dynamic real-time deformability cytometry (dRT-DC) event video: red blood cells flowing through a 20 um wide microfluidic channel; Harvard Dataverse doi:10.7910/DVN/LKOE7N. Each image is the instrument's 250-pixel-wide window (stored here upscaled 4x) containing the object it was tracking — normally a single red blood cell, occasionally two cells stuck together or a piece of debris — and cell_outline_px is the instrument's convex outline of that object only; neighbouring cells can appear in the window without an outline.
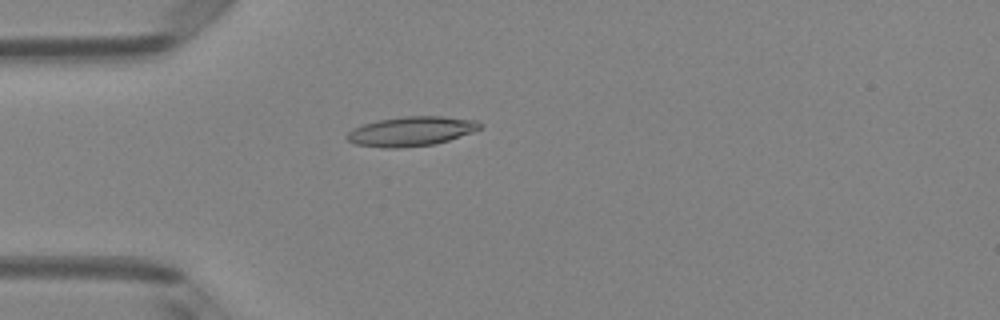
{"species": "Egyptian fruit bat (a non-hibernating species)", "species_latin": "Rousettus aegyptiacus", "temperature_condition": "room temperature", "stored_images_in_passage": 37, "camera_frame_rate_fps": 3000, "um_per_image_px": 0.085, "animal": {"sex": "female"}, "frame": {"image": 1, "passage_image": 1, "time_ms": 0.0, "image_size_px": [1000, 320], "cell_outline_px": [[480, 128], [472, 132], [436, 144], [400, 148], [384, 148], [356, 144], [348, 140], [344, 136], [352, 128], [364, 124], [380, 120], [404, 116], [440, 116], [476, 120], [480, 124]], "centroid_in_image_um": [34.92, 11.16], "position_along_channel_um": 50.1, "area_um2": 22.72}}
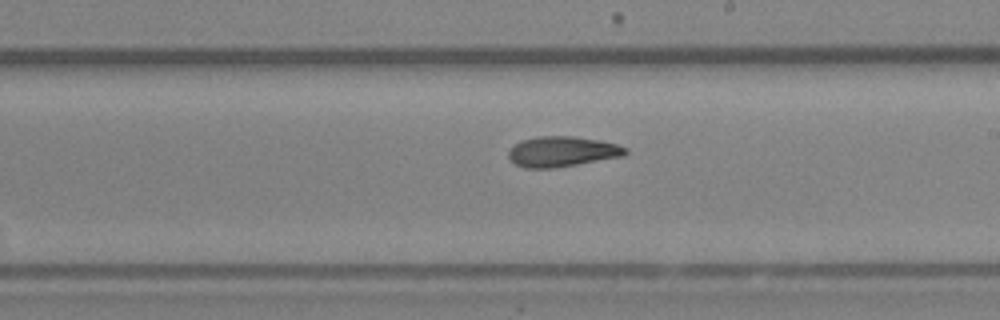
{"frame": {"image": 2, "passage_image": 16, "time_ms": 5.0, "image_size_px": [1000, 320], "cell_outline_px": [[628, 152], [624, 156], [552, 168], [524, 168], [516, 164], [508, 156], [508, 152], [520, 140], [536, 136], [572, 136], [600, 140], [616, 144], [628, 148]], "centroid_in_image_um": [47.79, 12.87], "position_along_channel_um": 241.2, "area_um2": 20.58}}
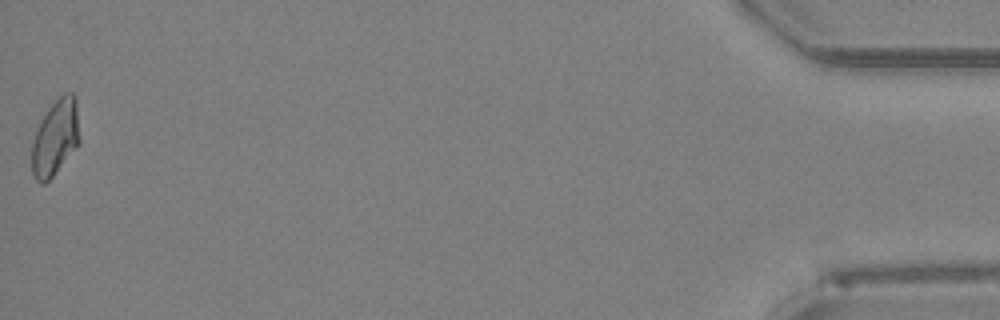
{"frame": {"image": 3, "passage_image": 37, "time_ms": 12.0, "image_size_px": [1000, 320], "cell_outline_px": [[80, 140], [52, 176], [44, 184], [40, 184], [32, 176], [32, 144], [36, 128], [40, 120], [48, 108], [64, 92], [72, 92], [76, 96]], "centroid_in_image_um": [4.69, 11.66], "position_along_channel_um": 430.5, "area_um2": 20.98}, "authors_computed_cell_mechanics": {"area_um2": 20.4612, "velocity_mm_per_s": 4.0666, "shape_relaxation_time_tau1_ms": null, "shape_relaxation_time_tau2_ms": 2.0623, "deformation_change_tau1": null, "deformation_change_tau2": 0.0958}}